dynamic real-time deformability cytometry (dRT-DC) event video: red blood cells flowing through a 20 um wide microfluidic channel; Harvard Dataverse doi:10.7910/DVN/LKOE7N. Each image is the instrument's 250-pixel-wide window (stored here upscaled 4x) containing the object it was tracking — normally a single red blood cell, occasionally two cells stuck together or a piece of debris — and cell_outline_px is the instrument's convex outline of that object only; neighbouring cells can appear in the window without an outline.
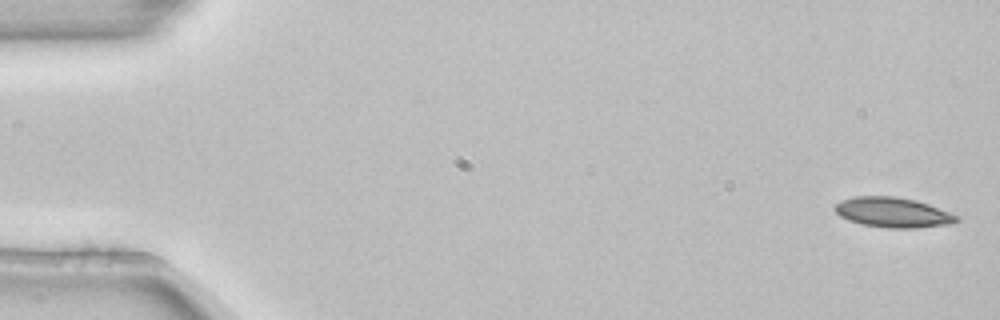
{"species": "common noctule bat (a hibernating species)", "species_latin": "Nyctalus noctula", "temperature_condition": "room temperature", "stored_images_in_passage": 5, "camera_frame_rate_fps": 3000, "um_per_image_px": 0.085, "animal": {"sex": "female", "body_mass_g": 22.7, "forearm_length_mm": 54.2}, "frame": {"image": 1, "passage_image": 1, "time_ms": 0.0, "image_size_px": [1000, 320], "cell_outline_px": [[960, 220], [952, 224], [916, 228], [884, 228], [864, 224], [848, 220], [840, 216], [832, 208], [836, 204], [852, 196], [896, 196], [916, 200], [928, 204], [960, 216]], "centroid_in_image_um": [75.92, 18.06], "position_along_channel_um": 9.1, "area_um2": 21.44}}
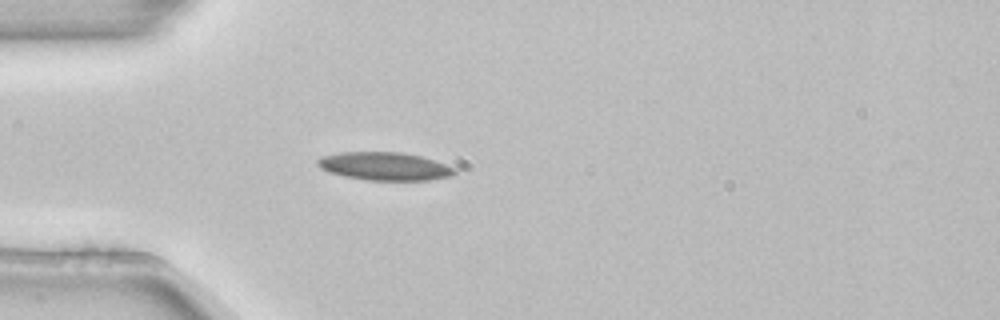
{"frame": {"image": 2, "passage_image": 5, "time_ms": 1.333, "image_size_px": [1000, 320], "cell_outline_px": [[456, 172], [452, 176], [428, 180], [368, 180], [344, 176], [328, 172], [320, 168], [316, 164], [316, 160], [320, 156], [340, 152], [404, 152], [420, 156], [456, 168]], "centroid_in_image_um": [32.65, 14.13], "position_along_channel_um": 52.4, "area_um2": 22.48}}